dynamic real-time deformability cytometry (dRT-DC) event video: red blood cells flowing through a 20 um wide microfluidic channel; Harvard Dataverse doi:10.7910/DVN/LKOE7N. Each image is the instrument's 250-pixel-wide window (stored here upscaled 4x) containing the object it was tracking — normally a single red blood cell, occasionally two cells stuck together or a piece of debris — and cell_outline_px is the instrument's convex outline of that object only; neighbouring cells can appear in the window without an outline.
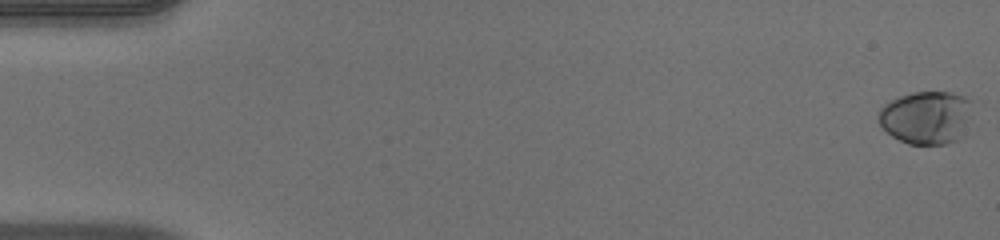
{"species": "human", "species_latin": "Homo sapiens", "temperature_condition": "warm", "stored_images_in_passage": 53, "camera_frame_rate_fps": 3000, "um_per_image_px": 0.085, "donor": {"sex": "male"}, "frame": {"image": 1, "passage_image": 1, "time_ms": 0.0, "image_size_px": [1000, 240], "cell_outline_px": [[972, 100], [968, 116], [956, 140], [944, 144], [908, 144], [892, 136], [880, 124], [876, 116], [880, 108], [884, 104], [900, 96], [912, 92], [952, 92], [964, 96]], "centroid_in_image_um": [78.66, 9.96], "position_along_channel_um": 6.3, "area_um2": 28.5}}
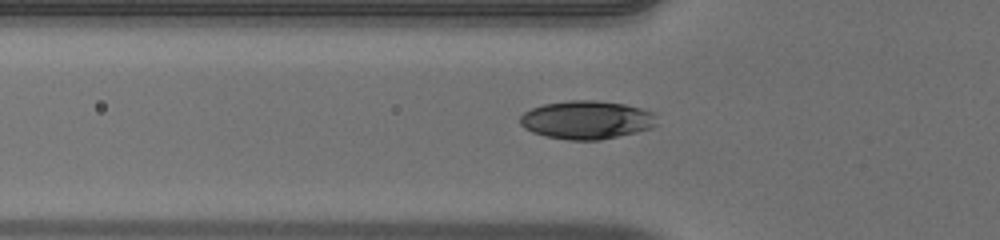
{"frame": {"image": 2, "passage_image": 19, "time_ms": 6.0, "image_size_px": [1000, 240], "cell_outline_px": [[656, 124], [652, 128], [636, 132], [600, 140], [568, 140], [544, 136], [532, 132], [524, 128], [520, 124], [520, 116], [524, 112], [532, 108], [544, 104], [568, 100], [596, 100], [624, 104], [656, 112]], "centroid_in_image_um": [49.87, 10.19], "position_along_channel_um": 75.9, "area_um2": 30.75}}
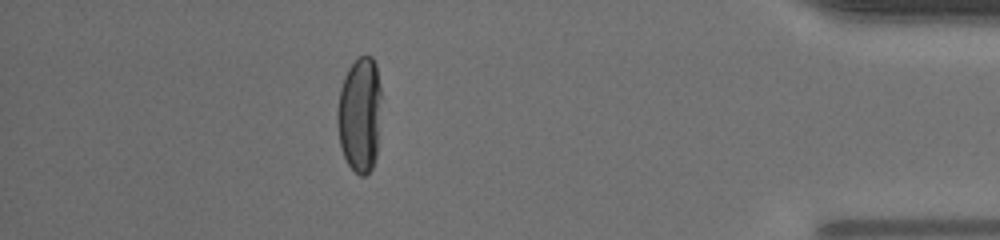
{"frame": {"image": 3, "passage_image": 47, "time_ms": 15.333, "image_size_px": [1000, 240], "cell_outline_px": [[380, 96], [376, 156], [372, 168], [364, 176], [360, 176], [348, 164], [344, 156], [340, 144], [336, 120], [336, 112], [340, 88], [344, 76], [348, 68], [360, 56], [372, 56], [376, 64], [380, 84]], "centroid_in_image_um": [30.55, 9.72], "position_along_channel_um": 404.6, "area_um2": 29.42}, "authors_computed_cell_mechanics": {"area_um2": 30.5762, "velocity_mm_per_s": 3.9864, "shape_relaxation_time_tau1_ms": 3.7189, "shape_relaxation_time_tau2_ms": null, "deformation_change_tau1": 0.1847, "deformation_change_tau2": null}}